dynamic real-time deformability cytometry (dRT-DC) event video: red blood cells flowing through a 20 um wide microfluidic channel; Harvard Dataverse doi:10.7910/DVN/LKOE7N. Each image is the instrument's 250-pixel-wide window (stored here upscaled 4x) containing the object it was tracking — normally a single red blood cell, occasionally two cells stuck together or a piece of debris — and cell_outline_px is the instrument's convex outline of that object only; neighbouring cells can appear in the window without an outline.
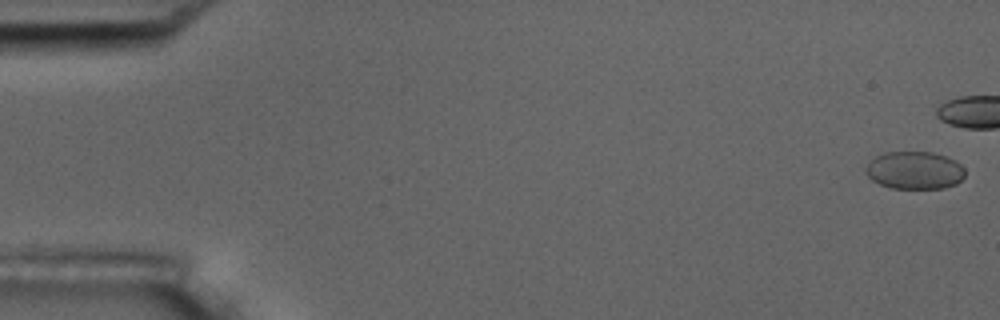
{"species": "common noctule bat (a hibernating species)", "species_latin": "Nyctalus noctula", "temperature_condition": "room temperature", "stored_images_in_passage": 5, "camera_frame_rate_fps": 3000, "um_per_image_px": 0.085, "animal": {"sex": "male", "body_mass_g": 17.5, "forearm_length_mm": 52.3}, "frame": {"image": 1, "passage_image": 1, "time_ms": 0.0, "image_size_px": [1000, 320], "cell_outline_px": [[964, 176], [956, 184], [944, 188], [888, 188], [872, 180], [864, 172], [864, 168], [876, 156], [884, 152], [932, 152], [956, 160], [964, 168]], "centroid_in_image_um": [77.72, 14.48], "position_along_channel_um": 7.3, "area_um2": 21.85}}
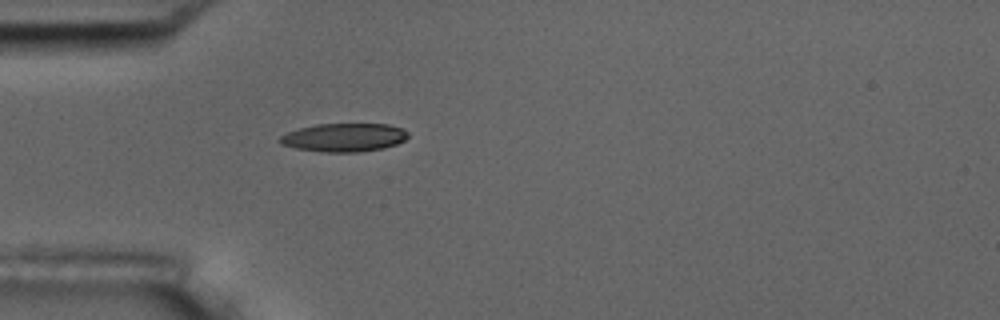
{"frame": {"image": 2, "passage_image": 5, "time_ms": 6.333, "image_size_px": [1000, 320], "cell_outline_px": [[408, 136], [404, 140], [396, 144], [384, 148], [360, 152], [320, 152], [296, 148], [280, 144], [280, 136], [288, 132], [300, 128], [316, 124], [388, 124], [404, 128], [408, 132]], "centroid_in_image_um": [29.27, 11.68], "position_along_channel_um": 55.7, "area_um2": 21.27}}